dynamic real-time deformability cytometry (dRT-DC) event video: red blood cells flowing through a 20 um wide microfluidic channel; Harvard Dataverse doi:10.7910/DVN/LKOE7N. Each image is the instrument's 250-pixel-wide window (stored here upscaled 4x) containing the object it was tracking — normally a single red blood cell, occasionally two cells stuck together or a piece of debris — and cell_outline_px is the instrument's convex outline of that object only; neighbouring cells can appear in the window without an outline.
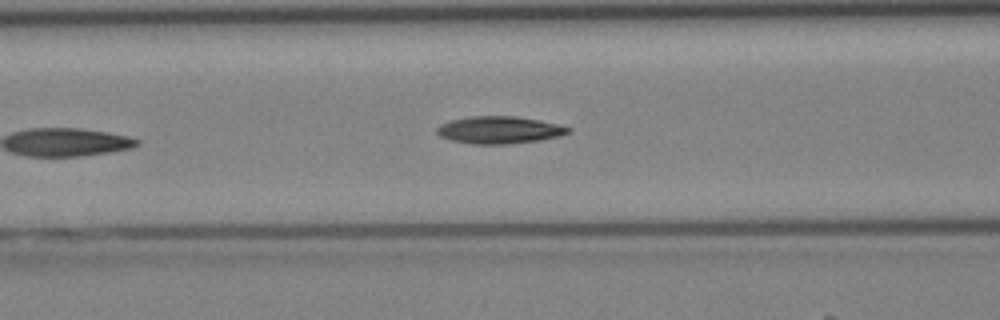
{"species": "Egyptian fruit bat (a non-hibernating species)", "species_latin": "Rousettus aegyptiacus", "temperature_condition": "cold", "stored_images_in_passage": 24, "camera_frame_rate_fps": 3000, "um_per_image_px": 0.085, "animal": {"sex": "female"}, "frame": {"image": 1, "passage_image": 6, "time_ms": 1.667, "image_size_px": [1000, 320], "cell_outline_px": [[572, 132], [560, 136], [540, 140], [504, 144], [472, 144], [452, 140], [440, 136], [436, 132], [436, 128], [440, 124], [452, 120], [468, 116], [516, 116], [540, 120], [572, 128]], "centroid_in_image_um": [42.45, 11.04], "position_along_channel_um": 124.1, "area_um2": 20.92}}
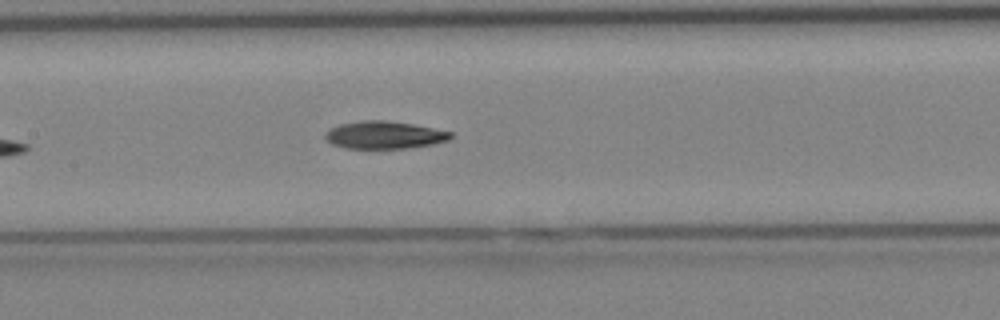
{"frame": {"image": 2, "passage_image": 9, "time_ms": 2.667, "image_size_px": [1000, 320], "cell_outline_px": [[452, 136], [448, 140], [432, 144], [408, 148], [344, 148], [332, 144], [324, 136], [332, 128], [340, 124], [364, 120], [384, 120], [412, 124], [452, 132]], "centroid_in_image_um": [32.67, 11.48], "position_along_channel_um": 174.7, "area_um2": 19.83}}